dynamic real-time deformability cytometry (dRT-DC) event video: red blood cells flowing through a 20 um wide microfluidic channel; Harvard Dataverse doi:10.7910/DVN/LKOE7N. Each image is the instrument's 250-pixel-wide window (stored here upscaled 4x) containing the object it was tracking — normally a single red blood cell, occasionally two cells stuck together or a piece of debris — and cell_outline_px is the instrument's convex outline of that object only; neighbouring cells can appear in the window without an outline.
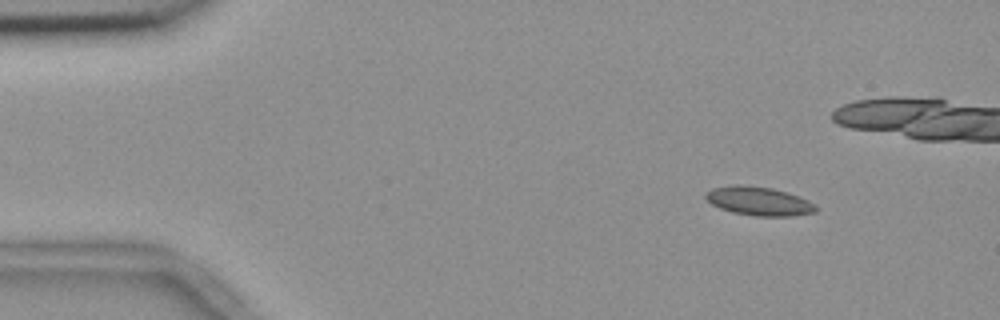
{"species": "common noctule bat (a hibernating species)", "species_latin": "Nyctalus noctula", "temperature_condition": "room temperature", "stored_images_in_passage": 26, "camera_frame_rate_fps": 3000, "um_per_image_px": 0.085, "animal": {"sex": "female", "body_mass_g": 18.4}, "frame": {"image": 1, "passage_image": 1, "time_ms": 0.0, "image_size_px": [1000, 320], "cell_outline_px": [[816, 212], [792, 216], [752, 216], [732, 212], [720, 208], [712, 204], [704, 196], [704, 192], [712, 188], [772, 188], [808, 200], [816, 204]], "centroid_in_image_um": [64.55, 17.16], "position_along_channel_um": 20.5, "area_um2": 17.51}}
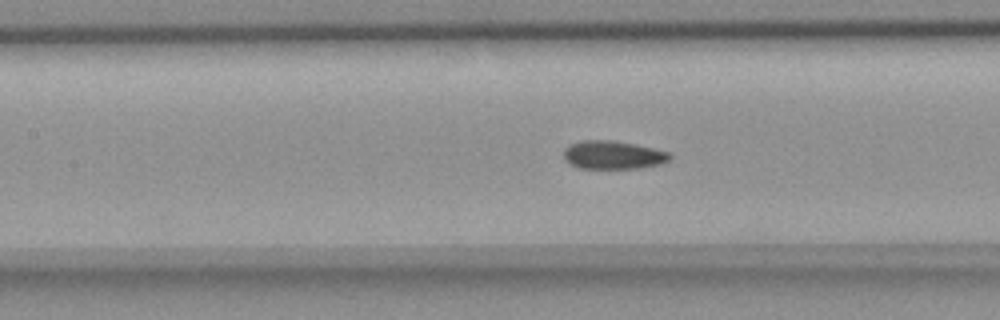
{"frame": {"image": 2, "passage_image": 19, "time_ms": 6.0, "image_size_px": [1000, 320], "cell_outline_px": [[672, 156], [668, 160], [660, 164], [640, 168], [580, 168], [572, 164], [564, 156], [564, 148], [568, 144], [580, 140], [612, 140], [652, 148], [668, 152]], "centroid_in_image_um": [52.09, 13.16], "position_along_channel_um": 155.3, "area_um2": 17.28}}
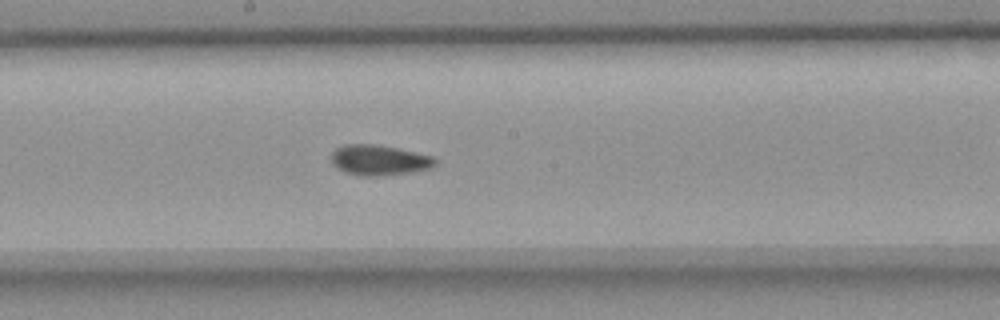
{"frame": {"image": 3, "passage_image": 24, "time_ms": 7.667, "image_size_px": [1000, 320], "cell_outline_px": [[436, 164], [432, 168], [412, 172], [380, 176], [360, 176], [344, 172], [336, 168], [332, 164], [332, 152], [336, 148], [344, 144], [376, 144], [396, 148], [432, 156], [436, 160]], "centroid_in_image_um": [32.2, 13.62], "position_along_channel_um": 216.0, "area_um2": 18.5}}